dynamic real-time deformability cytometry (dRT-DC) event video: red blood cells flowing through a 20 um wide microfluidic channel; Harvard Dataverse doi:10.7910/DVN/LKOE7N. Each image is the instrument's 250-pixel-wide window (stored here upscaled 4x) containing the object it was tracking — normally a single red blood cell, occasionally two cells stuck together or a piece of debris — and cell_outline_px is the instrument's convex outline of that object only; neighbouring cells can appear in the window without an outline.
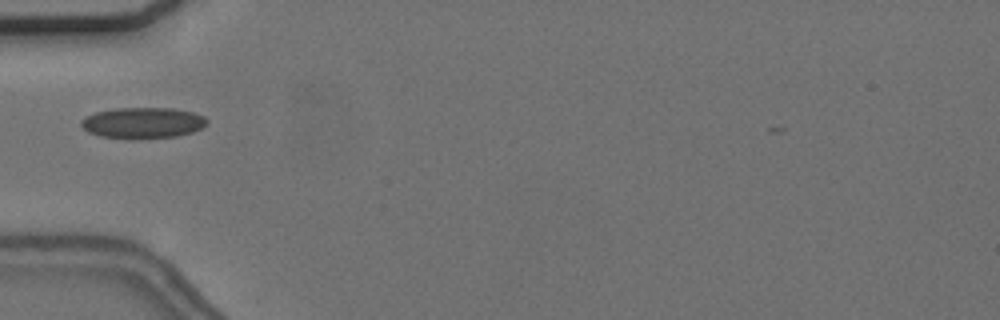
{"species": "common noctule bat (a hibernating species)", "species_latin": "Nyctalus noctula", "temperature_condition": "cold", "stored_images_in_passage": 39, "camera_frame_rate_fps": 3000, "um_per_image_px": 0.085, "animal": {"sex": "female", "body_mass_g": 24.6, "forearm_length_mm": 56.2}, "frame": {"image": 1, "passage_image": 2, "time_ms": 0.333, "image_size_px": [1000, 320], "cell_outline_px": [[208, 124], [192, 132], [176, 136], [136, 140], [128, 140], [100, 136], [88, 132], [80, 124], [80, 120], [96, 112], [116, 108], [172, 108], [192, 112], [204, 116], [208, 120]], "centroid_in_image_um": [12.13, 10.46], "position_along_channel_um": 72.9, "area_um2": 23.0}}
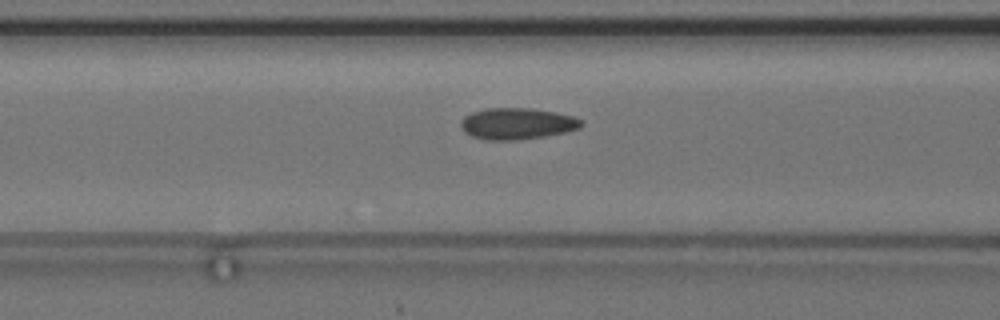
{"frame": {"image": 2, "passage_image": 6, "time_ms": 1.667, "image_size_px": [1000, 320], "cell_outline_px": [[584, 124], [580, 128], [564, 132], [544, 136], [520, 140], [484, 140], [472, 136], [464, 132], [460, 128], [460, 120], [464, 116], [472, 112], [484, 108], [532, 108], [556, 112], [572, 116], [580, 120]], "centroid_in_image_um": [43.9, 10.51], "position_along_channel_um": 122.7, "area_um2": 22.25}}
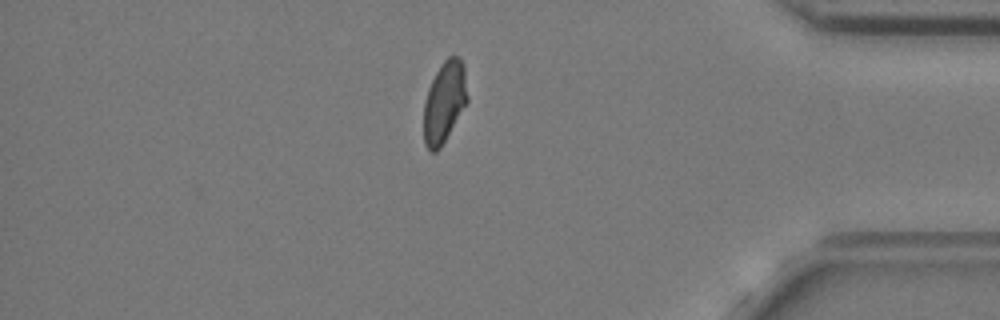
{"frame": {"image": 3, "passage_image": 31, "time_ms": 10.0, "image_size_px": [1000, 320], "cell_outline_px": [[468, 100], [440, 148], [436, 152], [432, 152], [424, 144], [424, 104], [428, 88], [440, 64], [448, 56], [460, 56], [464, 64], [468, 96]], "centroid_in_image_um": [37.78, 8.63], "position_along_channel_um": 397.4, "area_um2": 20.63}, "authors_computed_cell_mechanics": {"area_um2": 21.097, "velocity_mm_per_s": 3.6712, "shape_relaxation_time_tau1_ms": null, "shape_relaxation_time_tau2_ms": 1.0494, "deformation_change_tau1": null, "deformation_change_tau2": 0.0565}}